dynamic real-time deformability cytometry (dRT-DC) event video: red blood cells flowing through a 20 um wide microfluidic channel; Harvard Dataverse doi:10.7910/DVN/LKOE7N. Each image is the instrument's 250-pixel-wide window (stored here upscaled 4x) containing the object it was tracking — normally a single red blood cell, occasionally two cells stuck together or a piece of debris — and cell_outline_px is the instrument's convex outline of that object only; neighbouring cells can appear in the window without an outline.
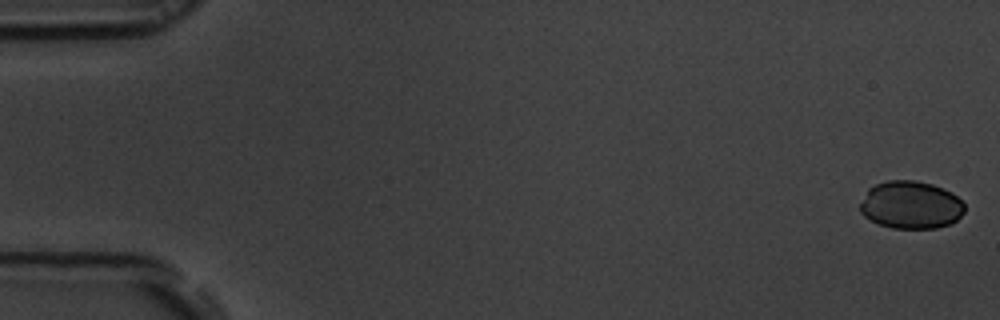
{"species": "common noctule bat (a hibernating species)", "species_latin": "Nyctalus noctula", "temperature_condition": "room temperature", "stored_images_in_passage": 56, "camera_frame_rate_fps": 3000, "um_per_image_px": 0.085, "animal": {"sex": "male", "body_mass_g": 19.5, "forearm_length_mm": 54.6}, "frame": {"image": 1, "passage_image": 1, "time_ms": 0.0, "image_size_px": [1000, 320], "cell_outline_px": [[964, 212], [952, 224], [936, 228], [892, 228], [880, 224], [864, 216], [860, 212], [860, 204], [868, 188], [876, 184], [888, 180], [916, 180], [932, 184], [944, 188], [952, 192], [964, 204]], "centroid_in_image_um": [77.43, 17.41], "position_along_channel_um": 7.6, "area_um2": 29.13}}
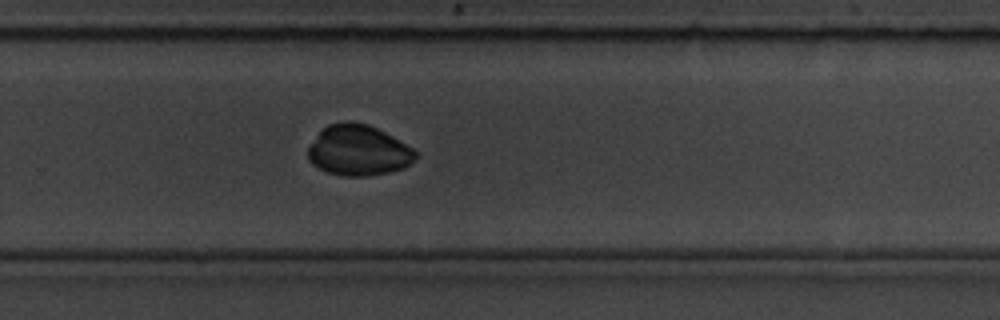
{"frame": {"image": 2, "passage_image": 37, "time_ms": 12.0, "image_size_px": [1000, 320], "cell_outline_px": [[420, 152], [404, 168], [388, 172], [368, 176], [344, 176], [328, 172], [312, 164], [308, 160], [308, 148], [320, 132], [328, 124], [368, 124], [392, 136]], "centroid_in_image_um": [30.48, 12.82], "position_along_channel_um": 299.3, "area_um2": 30.98}}
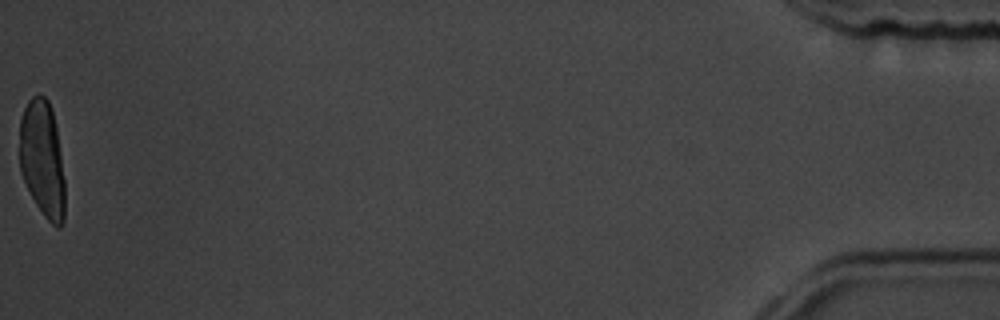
{"frame": {"image": 3, "passage_image": 56, "time_ms": 18.333, "image_size_px": [1000, 320], "cell_outline_px": [[64, 220], [60, 228], [56, 228], [44, 216], [36, 204], [20, 172], [20, 120], [24, 108], [28, 100], [32, 96], [44, 96], [48, 100], [52, 112], [56, 128], [64, 180]], "centroid_in_image_um": [3.59, 13.54], "position_along_channel_um": 431.6, "area_um2": 30.46}}